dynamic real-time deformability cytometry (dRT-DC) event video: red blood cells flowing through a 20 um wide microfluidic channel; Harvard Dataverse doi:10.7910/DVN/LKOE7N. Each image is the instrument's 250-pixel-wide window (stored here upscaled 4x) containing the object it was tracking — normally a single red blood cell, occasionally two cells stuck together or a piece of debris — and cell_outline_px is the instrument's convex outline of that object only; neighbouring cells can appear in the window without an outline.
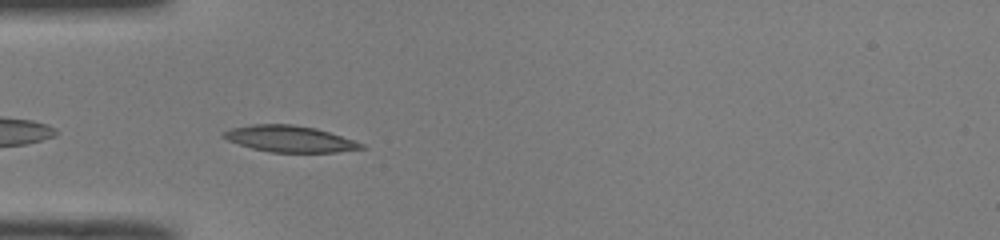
{"species": "common noctule bat (a hibernating species)", "species_latin": "Nyctalus noctula", "temperature_condition": "room temperature", "stored_images_in_passage": 32, "camera_frame_rate_fps": 3000, "um_per_image_px": 0.085, "animal": {"sex": "male", "body_mass_g": 19.0, "forearm_length_mm": 50.8}, "frame": {"image": 1, "passage_image": 2, "time_ms": 0.333, "image_size_px": [1000, 240], "cell_outline_px": [[368, 148], [336, 152], [268, 152], [252, 148], [228, 140], [220, 136], [220, 132], [228, 128], [252, 124], [292, 124], [316, 128], [364, 144]], "centroid_in_image_um": [24.56, 11.8], "position_along_channel_um": 60.4, "area_um2": 21.21}}
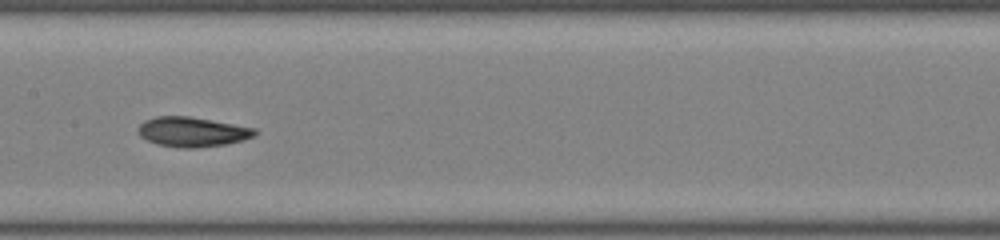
{"frame": {"image": 2, "passage_image": 12, "time_ms": 3.667, "image_size_px": [1000, 240], "cell_outline_px": [[256, 136], [244, 140], [224, 144], [196, 148], [180, 148], [156, 144], [140, 136], [136, 132], [136, 128], [144, 120], [156, 116], [188, 116], [256, 128]], "centroid_in_image_um": [16.31, 11.21], "position_along_channel_um": 191.1, "area_um2": 20.35}}
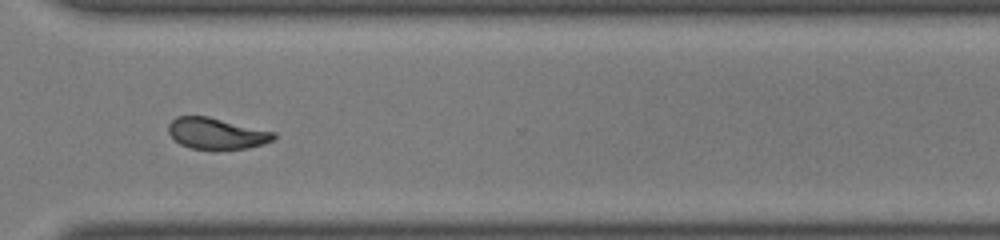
{"frame": {"image": 3, "passage_image": 24, "time_ms": 7.667, "image_size_px": [1000, 240], "cell_outline_px": [[276, 136], [272, 140], [264, 144], [248, 148], [192, 148], [180, 144], [168, 132], [168, 124], [176, 116], [208, 116], [276, 132]], "centroid_in_image_um": [18.41, 11.32], "position_along_channel_um": 352.2, "area_um2": 18.9}, "authors_computed_cell_mechanics": {"area_um2": 20.23, "velocity_mm_per_s": 4.0195, "shape_relaxation_time_tau1_ms": 3.9571, "shape_relaxation_time_tau2_ms": 2.1107, "deformation_change_tau1": 0.1277, "deformation_change_tau2": 0.0735}}